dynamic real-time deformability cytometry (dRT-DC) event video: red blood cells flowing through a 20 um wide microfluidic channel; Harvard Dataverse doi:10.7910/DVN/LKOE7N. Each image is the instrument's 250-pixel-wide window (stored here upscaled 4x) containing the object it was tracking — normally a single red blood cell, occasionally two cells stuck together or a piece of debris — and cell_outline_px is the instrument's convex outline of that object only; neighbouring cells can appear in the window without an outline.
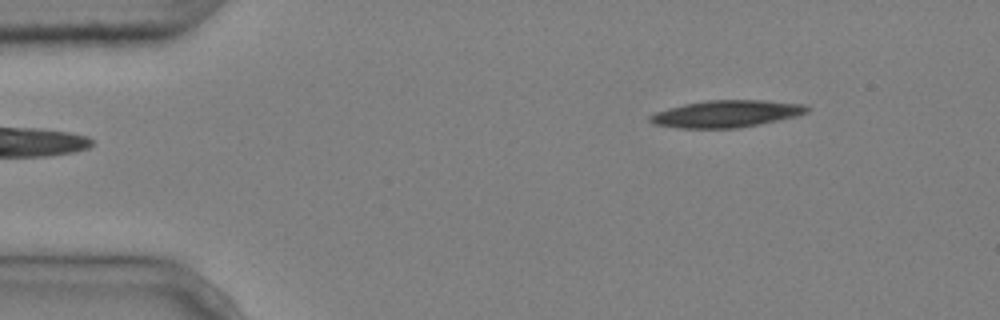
{"species": "common noctule bat (a hibernating species)", "species_latin": "Nyctalus noctula", "temperature_condition": "cold", "stored_images_in_passage": 2, "camera_frame_rate_fps": 3000, "um_per_image_px": 0.085, "animal": {"sex": "male", "body_mass_g": 20.4}, "frame": {"image": 1, "passage_image": 2, "time_ms": 0.333, "image_size_px": [1000, 320], "cell_outline_px": [[812, 108], [808, 112], [796, 116], [760, 124], [740, 128], [680, 128], [652, 124], [648, 120], [648, 116], [656, 112], [668, 108], [684, 104], [708, 100], [764, 100], [804, 104]], "centroid_in_image_um": [61.75, 9.67], "position_along_channel_um": 23.3, "area_um2": 24.85}}